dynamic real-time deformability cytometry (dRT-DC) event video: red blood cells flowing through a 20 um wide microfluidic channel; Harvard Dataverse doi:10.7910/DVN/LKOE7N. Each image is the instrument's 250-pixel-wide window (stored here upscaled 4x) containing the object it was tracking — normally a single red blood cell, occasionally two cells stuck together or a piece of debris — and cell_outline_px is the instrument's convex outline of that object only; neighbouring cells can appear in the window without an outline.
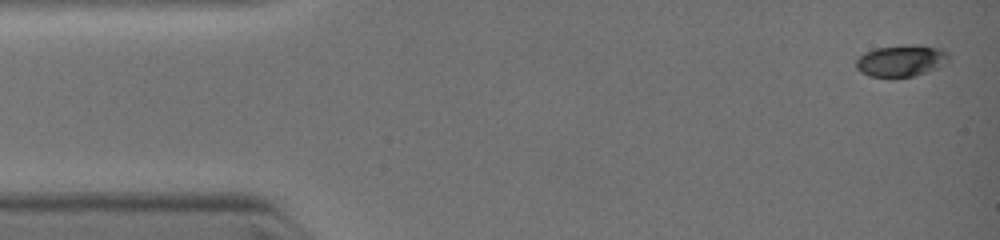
{"species": "common noctule bat (a hibernating species)", "species_latin": "Nyctalus noctula", "temperature_condition": "warm", "stored_images_in_passage": 29, "camera_frame_rate_fps": 3000, "um_per_image_px": 0.085, "animal": {"sex": "female", "body_mass_g": 19.0, "forearm_length_mm": 51.5}, "frame": {"image": 1, "passage_image": 1, "time_ms": 0.0, "image_size_px": [1000, 240], "cell_outline_px": [[948, 60], [944, 64], [936, 68], [912, 76], [868, 76], [860, 72], [856, 68], [856, 60], [864, 52], [876, 48], [904, 44], [920, 44], [940, 48], [948, 52]], "centroid_in_image_um": [76.59, 5.12], "position_along_channel_um": 8.4, "area_um2": 17.05}}
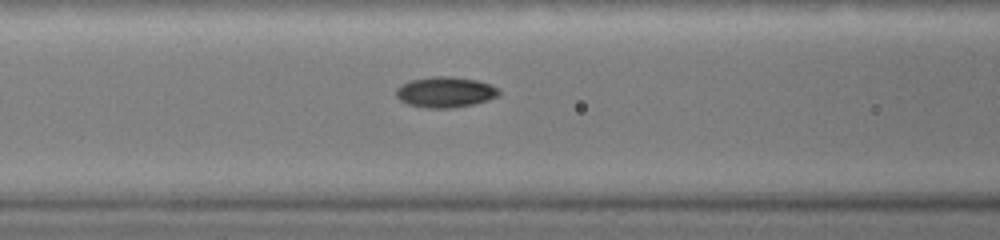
{"frame": {"image": 2, "passage_image": 20, "time_ms": 4.333, "image_size_px": [1000, 240], "cell_outline_px": [[500, 96], [488, 100], [472, 104], [452, 108], [428, 108], [408, 104], [400, 100], [396, 96], [396, 88], [400, 84], [412, 80], [432, 76], [452, 76], [476, 80], [500, 88]], "centroid_in_image_um": [37.86, 7.82], "position_along_channel_um": 128.7, "area_um2": 18.44}}
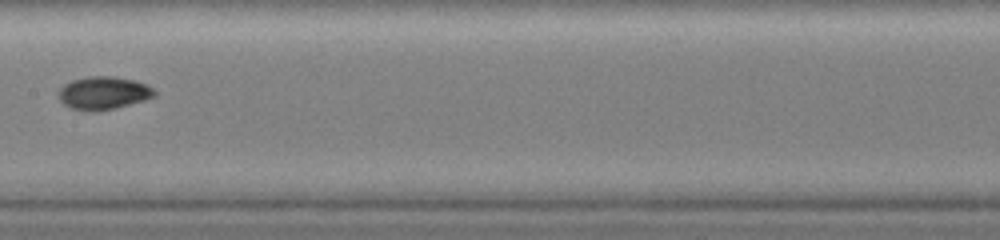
{"frame": {"image": 3, "passage_image": 28, "time_ms": 5.667, "image_size_px": [1000, 240], "cell_outline_px": [[156, 96], [144, 100], [116, 108], [72, 108], [64, 104], [60, 100], [56, 92], [64, 84], [72, 80], [88, 76], [112, 76], [136, 80], [148, 84], [156, 92]], "centroid_in_image_um": [8.82, 7.85], "position_along_channel_um": 198.6, "area_um2": 17.98}}